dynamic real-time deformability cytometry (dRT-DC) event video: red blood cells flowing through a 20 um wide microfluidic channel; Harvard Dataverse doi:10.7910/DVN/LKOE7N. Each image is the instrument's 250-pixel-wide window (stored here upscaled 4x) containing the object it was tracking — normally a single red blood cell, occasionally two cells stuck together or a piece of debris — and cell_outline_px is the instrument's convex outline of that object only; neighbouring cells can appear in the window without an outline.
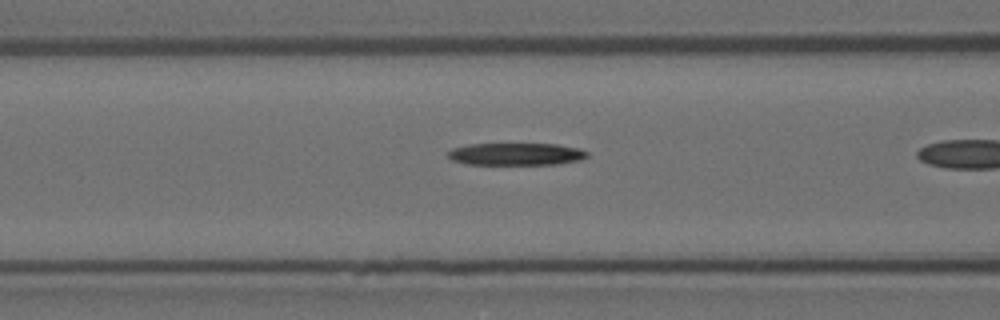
{"species": "Egyptian fruit bat (a non-hibernating species)", "species_latin": "Rousettus aegyptiacus", "temperature_condition": "room temperature", "stored_images_in_passage": 31, "camera_frame_rate_fps": 3000, "um_per_image_px": 0.085, "animal": {"sex": "female"}, "frame": {"image": 1, "passage_image": 10, "time_ms": 3.0, "image_size_px": [1000, 320], "cell_outline_px": [[588, 156], [580, 160], [556, 164], [468, 164], [452, 160], [448, 156], [448, 152], [452, 148], [468, 144], [556, 144], [580, 148], [588, 152]], "centroid_in_image_um": [43.88, 13.09], "position_along_channel_um": 122.7, "area_um2": 18.03}}
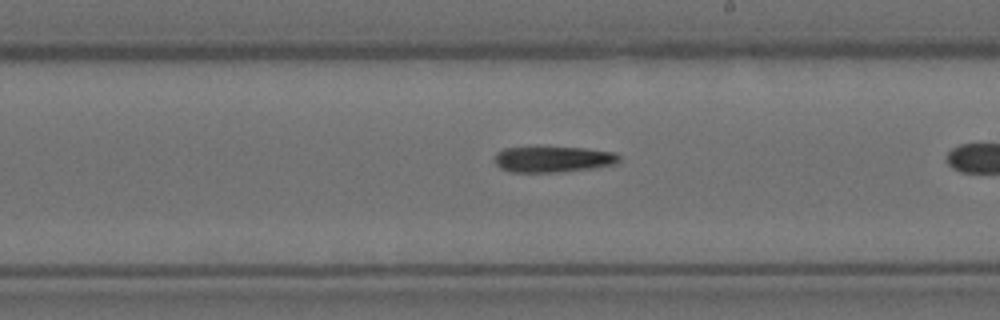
{"frame": {"image": 2, "passage_image": 20, "time_ms": 6.333, "image_size_px": [1000, 320], "cell_outline_px": [[620, 160], [616, 164], [596, 168], [560, 172], [512, 172], [500, 168], [496, 164], [496, 152], [504, 148], [536, 144], [584, 148], [612, 152], [620, 156]], "centroid_in_image_um": [46.98, 13.49], "position_along_channel_um": 242.0, "area_um2": 19.77}}
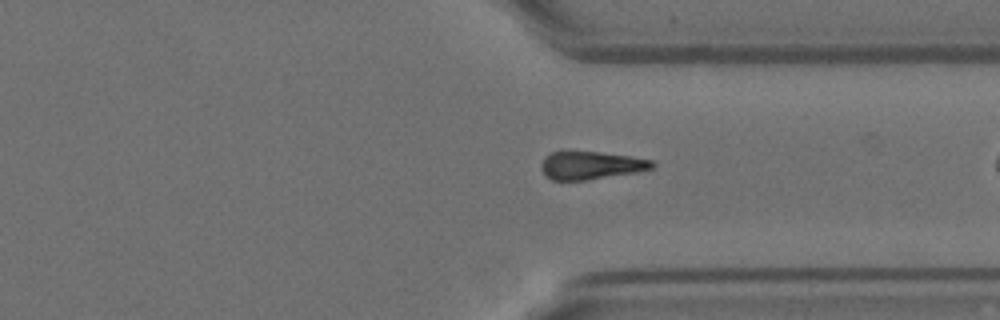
{"frame": {"image": 3, "passage_image": 30, "time_ms": 9.667, "image_size_px": [1000, 320], "cell_outline_px": [[656, 164], [652, 168], [636, 172], [588, 180], [552, 180], [540, 168], [540, 164], [552, 152], [568, 148], [632, 156], [652, 160]], "centroid_in_image_um": [50.22, 14.01], "position_along_channel_um": 361.2, "area_um2": 18.55}}